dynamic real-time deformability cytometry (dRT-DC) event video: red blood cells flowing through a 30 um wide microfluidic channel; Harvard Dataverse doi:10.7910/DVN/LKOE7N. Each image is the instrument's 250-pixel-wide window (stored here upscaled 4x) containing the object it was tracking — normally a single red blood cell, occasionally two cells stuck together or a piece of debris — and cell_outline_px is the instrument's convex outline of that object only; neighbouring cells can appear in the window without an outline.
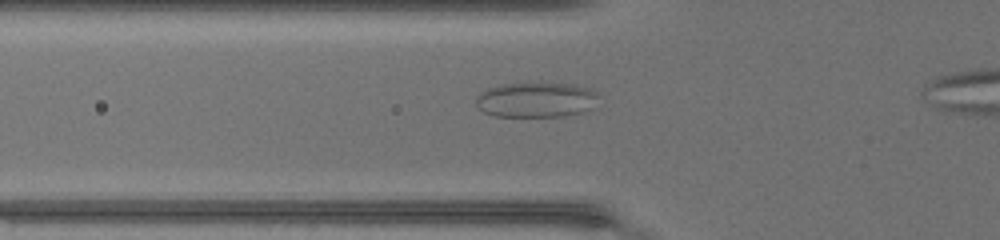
{"species": "common noctule bat (a hibernating species)", "species_latin": "Nyctalus noctula", "temperature_condition": "warm", "stored_images_in_passage": 40, "camera_frame_rate_fps": 3000, "um_per_image_px": 0.085, "animal": {"sex": "female", "body_mass_g": 17.0, "forearm_length_mm": 48.0}, "frame": {"image": 1, "passage_image": 14, "time_ms": 4.333, "image_size_px": [1000, 240], "cell_outline_px": [[600, 92], [592, 108], [580, 112], [564, 116], [496, 116], [484, 112], [476, 104], [476, 96], [480, 92], [488, 88], [504, 84], [576, 84], [592, 88]], "centroid_in_image_um": [45.6, 8.48], "position_along_channel_um": 80.2, "area_um2": 24.91}}
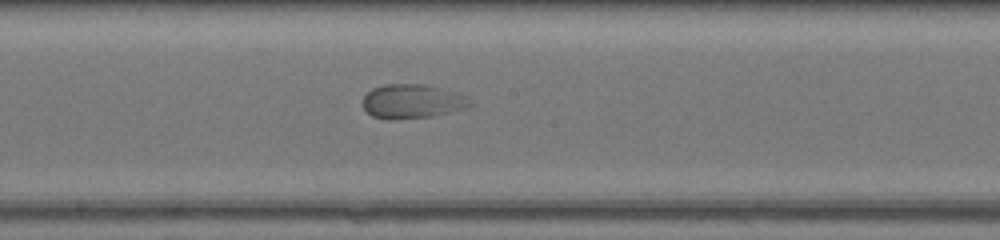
{"frame": {"image": 2, "passage_image": 23, "time_ms": 7.333, "image_size_px": [1000, 240], "cell_outline_px": [[472, 104], [460, 108], [432, 116], [388, 120], [372, 116], [364, 108], [364, 96], [372, 88], [384, 84], [424, 84], [440, 88], [464, 96]], "centroid_in_image_um": [34.94, 8.61], "position_along_channel_um": 213.3, "area_um2": 20.75}}
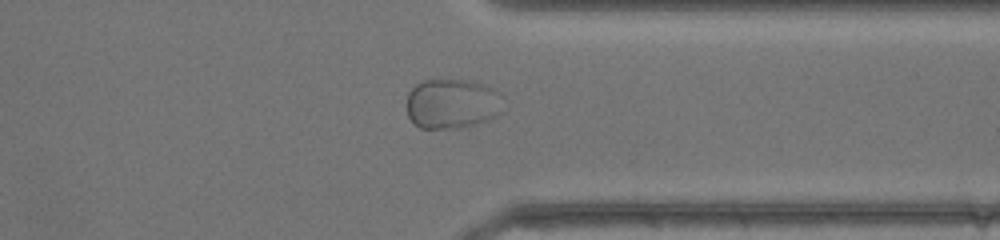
{"frame": {"image": 3, "passage_image": 34, "time_ms": 11.0, "image_size_px": [1000, 240], "cell_outline_px": [[504, 96], [500, 112], [496, 116], [476, 124], [460, 128], [420, 128], [412, 124], [408, 116], [408, 92], [416, 84], [424, 80], [468, 80], [484, 84], [492, 88]], "centroid_in_image_um": [38.43, 8.82], "position_along_channel_um": 373.0, "area_um2": 28.26}}